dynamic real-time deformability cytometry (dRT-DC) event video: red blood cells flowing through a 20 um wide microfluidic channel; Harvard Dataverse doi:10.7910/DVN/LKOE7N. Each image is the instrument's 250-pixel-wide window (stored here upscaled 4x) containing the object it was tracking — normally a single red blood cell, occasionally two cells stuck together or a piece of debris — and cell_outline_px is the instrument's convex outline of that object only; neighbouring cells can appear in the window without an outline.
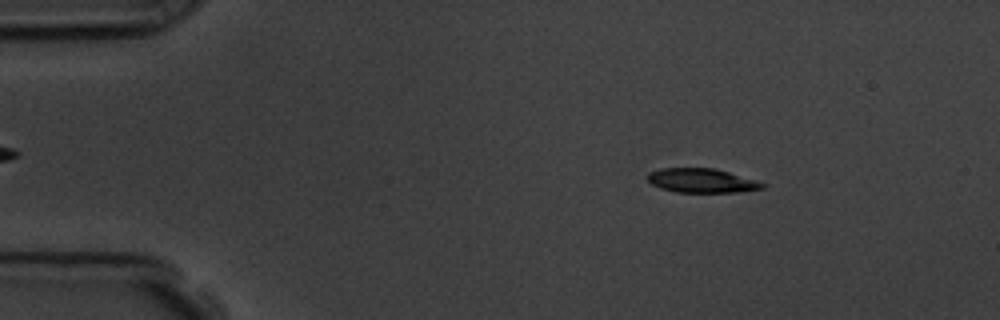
{"species": "common noctule bat (a hibernating species)", "species_latin": "Nyctalus noctula", "temperature_condition": "room temperature", "stored_images_in_passage": 57, "camera_frame_rate_fps": 3000, "um_per_image_px": 0.085, "animal": {"sex": "male", "body_mass_g": 19.5, "forearm_length_mm": 54.6}, "frame": {"image": 1, "passage_image": 8, "time_ms": 2.333, "image_size_px": [1000, 320], "cell_outline_px": [[768, 184], [764, 188], [736, 192], [676, 192], [660, 188], [652, 184], [648, 180], [648, 172], [660, 168], [716, 168], [756, 180]], "centroid_in_image_um": [59.65, 15.34], "position_along_channel_um": 25.3, "area_um2": 16.24}}
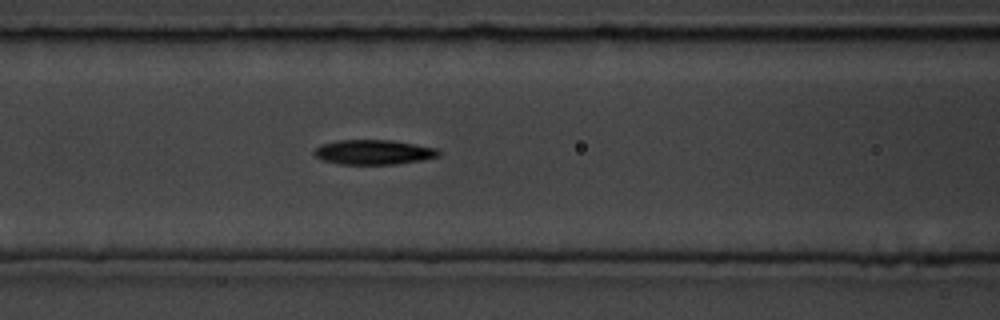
{"frame": {"image": 2, "passage_image": 23, "time_ms": 7.333, "image_size_px": [1000, 320], "cell_outline_px": [[440, 156], [420, 160], [396, 164], [340, 164], [324, 160], [316, 156], [312, 152], [320, 144], [336, 140], [392, 140], [436, 148], [440, 152]], "centroid_in_image_um": [31.73, 12.92], "position_along_channel_um": 134.9, "area_um2": 17.86}}
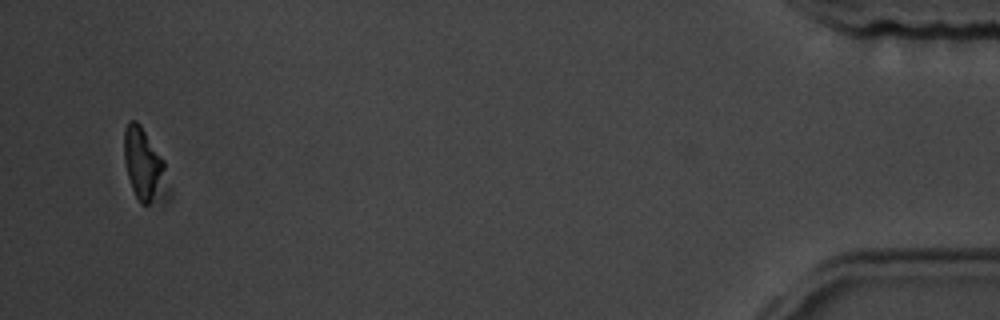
{"frame": {"image": 3, "passage_image": 54, "time_ms": 17.667, "image_size_px": [1000, 320], "cell_outline_px": [[168, 200], [148, 204], [140, 204], [132, 188], [128, 176], [124, 160], [124, 128], [128, 120], [136, 120], [140, 124], [164, 160], [168, 188]], "centroid_in_image_um": [12.26, 14.07], "position_along_channel_um": 422.9, "area_um2": 18.73}, "authors_computed_cell_mechanics": {"area_um2": 17.3978, "velocity_mm_per_s": 3.5937, "shape_relaxation_time_tau1_ms": 3.5263, "shape_relaxation_time_tau2_ms": null, "deformation_change_tau1": 0.1404, "deformation_change_tau2": null}}